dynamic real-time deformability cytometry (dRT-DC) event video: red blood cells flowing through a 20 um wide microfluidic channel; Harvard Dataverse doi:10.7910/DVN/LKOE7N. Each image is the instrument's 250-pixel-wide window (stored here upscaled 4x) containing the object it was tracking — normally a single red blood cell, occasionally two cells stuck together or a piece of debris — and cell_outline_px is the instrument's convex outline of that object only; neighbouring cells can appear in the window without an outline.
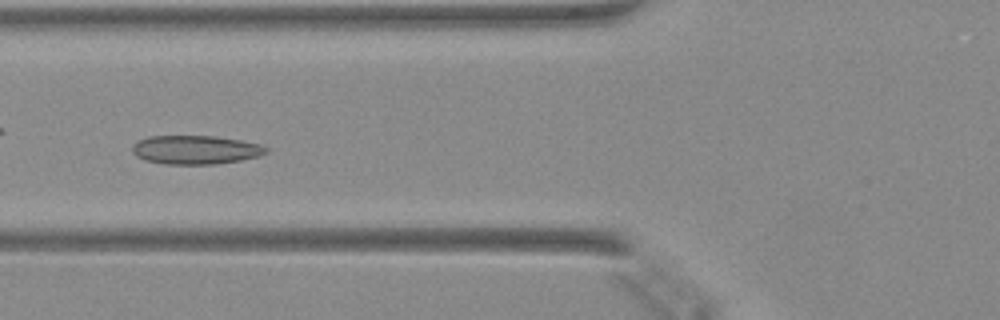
{"species": "Egyptian fruit bat (a non-hibernating species)", "species_latin": "Rousettus aegyptiacus", "temperature_condition": "warm", "stored_images_in_passage": 49, "camera_frame_rate_fps": 3000, "um_per_image_px": 0.085, "animal": {"sex": "female"}, "frame": {"image": 1, "passage_image": 19, "time_ms": 6.0, "image_size_px": [1000, 320], "cell_outline_px": [[268, 152], [260, 156], [240, 160], [216, 164], [164, 164], [144, 160], [136, 156], [132, 152], [132, 144], [148, 136], [216, 136], [240, 140], [260, 144], [268, 148]], "centroid_in_image_um": [16.62, 12.73], "position_along_channel_um": 109.2, "area_um2": 22.54}}
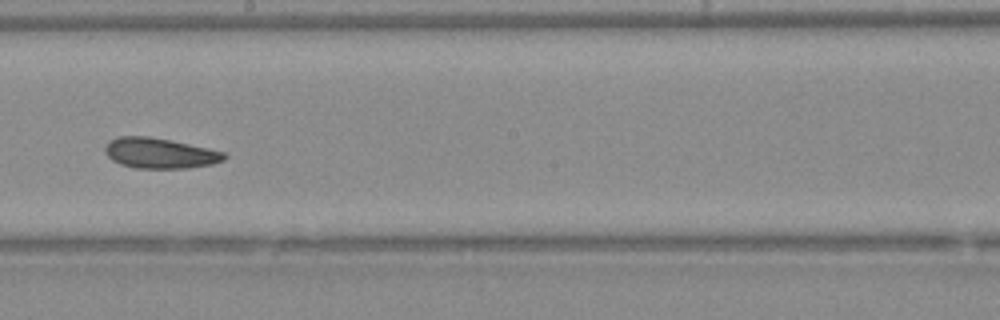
{"frame": {"image": 2, "passage_image": 28, "time_ms": 9.0, "image_size_px": [1000, 320], "cell_outline_px": [[228, 156], [224, 160], [212, 164], [188, 168], [136, 168], [120, 164], [112, 160], [104, 152], [104, 148], [112, 140], [120, 136], [148, 136], [188, 144], [224, 152]], "centroid_in_image_um": [13.58, 13.03], "position_along_channel_um": 234.6, "area_um2": 20.87}}
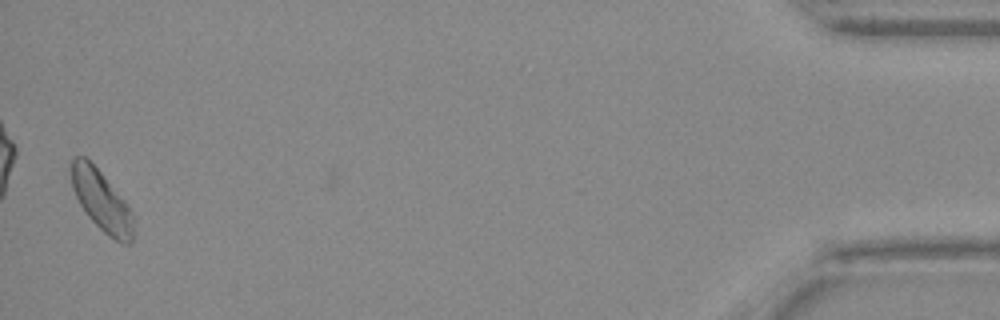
{"frame": {"image": 3, "passage_image": 48, "time_ms": 15.667, "image_size_px": [1000, 320], "cell_outline_px": [[132, 240], [128, 244], [120, 244], [108, 236], [88, 216], [80, 204], [72, 188], [72, 160], [76, 156], [84, 156], [100, 172], [124, 200], [132, 212]], "centroid_in_image_um": [8.63, 17.1], "position_along_channel_um": 426.6, "area_um2": 21.33}}